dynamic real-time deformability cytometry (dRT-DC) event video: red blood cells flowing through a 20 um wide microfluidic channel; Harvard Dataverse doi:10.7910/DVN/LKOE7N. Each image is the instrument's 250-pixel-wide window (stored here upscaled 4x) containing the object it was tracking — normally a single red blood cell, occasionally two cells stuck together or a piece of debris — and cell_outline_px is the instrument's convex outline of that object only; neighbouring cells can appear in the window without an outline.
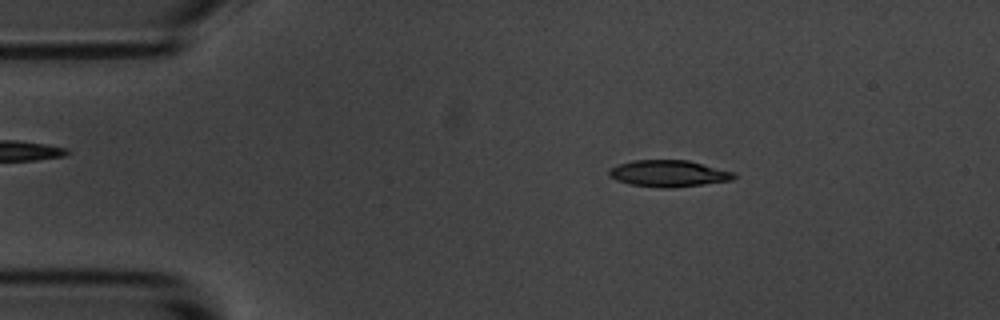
{"species": "common noctule bat (a hibernating species)", "species_latin": "Nyctalus noctula", "temperature_condition": "room temperature", "stored_images_in_passage": 54, "camera_frame_rate_fps": 3000, "um_per_image_px": 0.085, "animal": {"sex": "male", "body_mass_g": 20.1, "forearm_length_mm": 53.5}, "frame": {"image": 1, "passage_image": 9, "time_ms": 2.667, "image_size_px": [1000, 320], "cell_outline_px": [[736, 176], [732, 180], [704, 184], [668, 188], [660, 188], [632, 184], [616, 180], [608, 176], [608, 172], [616, 164], [632, 160], [688, 160], [736, 172]], "centroid_in_image_um": [56.84, 14.74], "position_along_channel_um": 28.2, "area_um2": 19.42}}
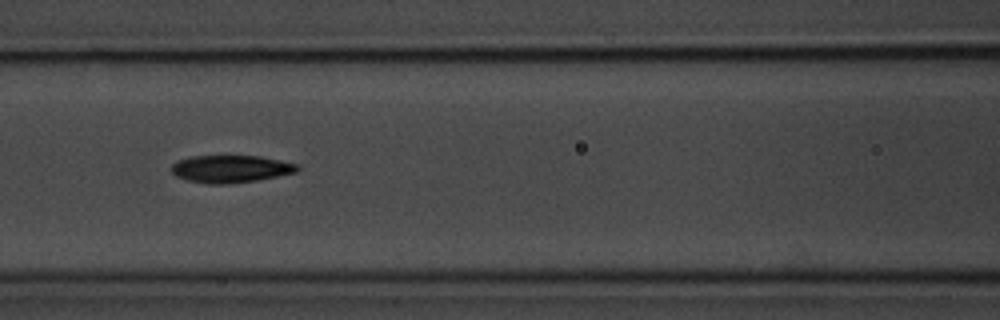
{"frame": {"image": 2, "passage_image": 23, "time_ms": 7.333, "image_size_px": [1000, 320], "cell_outline_px": [[300, 168], [296, 172], [256, 180], [228, 184], [208, 184], [188, 180], [176, 176], [172, 172], [172, 164], [176, 160], [188, 156], [260, 156], [300, 164]], "centroid_in_image_um": [19.6, 14.34], "position_along_channel_um": 147.0, "area_um2": 20.17}}
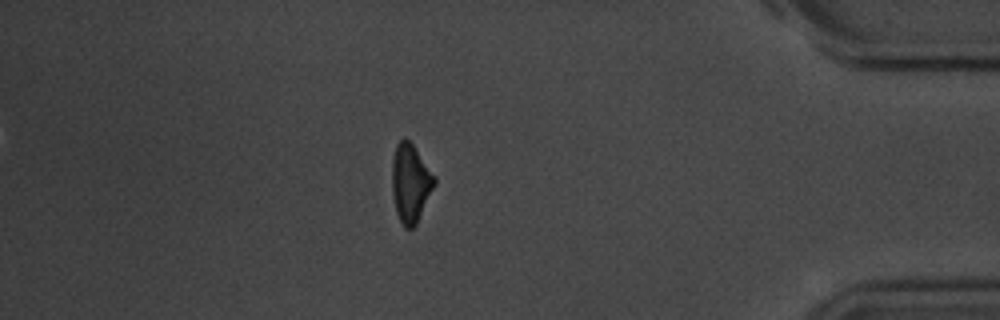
{"frame": {"image": 3, "passage_image": 47, "time_ms": 15.333, "image_size_px": [1000, 320], "cell_outline_px": [[436, 184], [416, 224], [412, 228], [404, 228], [396, 212], [392, 192], [392, 160], [396, 144], [404, 136], [412, 144], [436, 176]], "centroid_in_image_um": [34.89, 15.55], "position_along_channel_um": 400.3, "area_um2": 19.42}, "authors_computed_cell_mechanics": {"area_um2": 19.4786, "velocity_mm_per_s": 3.6636, "shape_relaxation_time_tau1_ms": 3.6489, "shape_relaxation_time_tau2_ms": null, "deformation_change_tau1": 0.1566, "deformation_change_tau2": null}}